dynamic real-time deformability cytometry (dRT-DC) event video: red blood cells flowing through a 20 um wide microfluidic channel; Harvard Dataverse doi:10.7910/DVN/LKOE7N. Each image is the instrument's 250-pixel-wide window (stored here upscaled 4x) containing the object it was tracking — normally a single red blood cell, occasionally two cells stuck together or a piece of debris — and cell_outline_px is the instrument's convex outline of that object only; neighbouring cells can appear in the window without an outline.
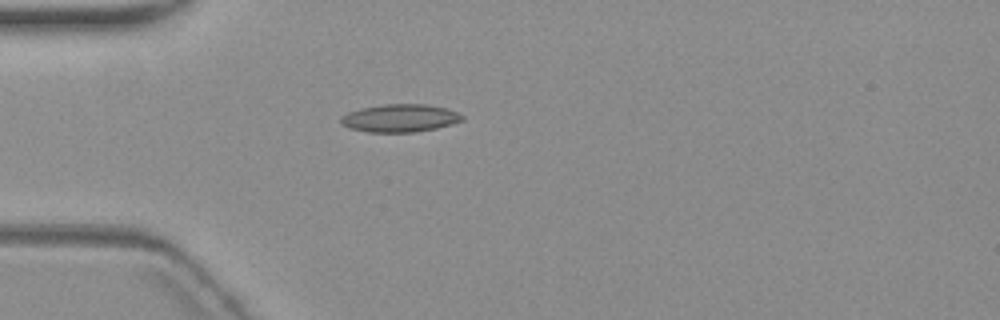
{"species": "common noctule bat (a hibernating species)", "species_latin": "Nyctalus noctula", "temperature_condition": "warm", "stored_images_in_passage": 2, "camera_frame_rate_fps": 3000, "um_per_image_px": 0.085, "animal": {"sex": "female", "body_mass_g": 19.3, "forearm_length_mm": 54.1}, "frame": {"image": 1, "passage_image": 1, "time_ms": 0.0, "image_size_px": [1000, 320], "cell_outline_px": [[464, 120], [452, 124], [436, 128], [416, 132], [368, 132], [348, 128], [340, 120], [340, 116], [348, 112], [360, 108], [384, 104], [424, 104], [444, 108], [456, 112], [464, 116]], "centroid_in_image_um": [33.98, 10.04], "position_along_channel_um": 51.0, "area_um2": 19.65}}